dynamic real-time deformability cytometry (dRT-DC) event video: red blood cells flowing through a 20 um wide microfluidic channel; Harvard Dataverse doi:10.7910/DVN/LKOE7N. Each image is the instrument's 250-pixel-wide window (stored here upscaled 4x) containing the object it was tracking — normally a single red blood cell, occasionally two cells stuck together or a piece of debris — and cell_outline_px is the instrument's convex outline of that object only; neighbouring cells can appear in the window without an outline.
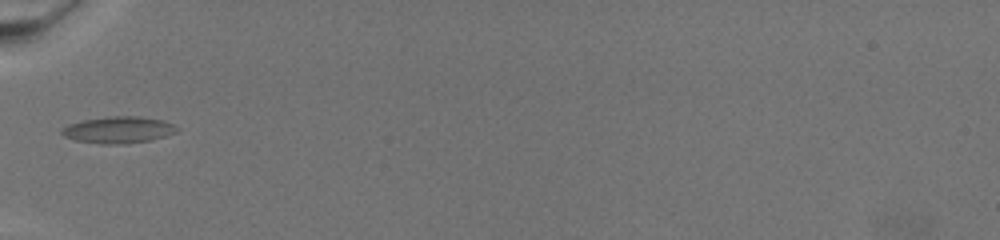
{"species": "common noctule bat (a hibernating species)", "species_latin": "Nyctalus noctula", "temperature_condition": "warm", "stored_images_in_passage": 44, "camera_frame_rate_fps": 3000, "um_per_image_px": 0.085, "animal": {"sex": "female", "body_mass_g": 19.5, "forearm_length_mm": 54.1}, "frame": {"image": 1, "passage_image": 1, "time_ms": 0.0, "image_size_px": [1000, 240], "cell_outline_px": [[180, 128], [176, 132], [152, 140], [124, 144], [100, 144], [76, 140], [64, 136], [60, 132], [68, 124], [84, 120], [108, 116], [140, 116], [164, 120]], "centroid_in_image_um": [10.09, 11.03], "position_along_channel_um": 74.9, "area_um2": 17.92}}
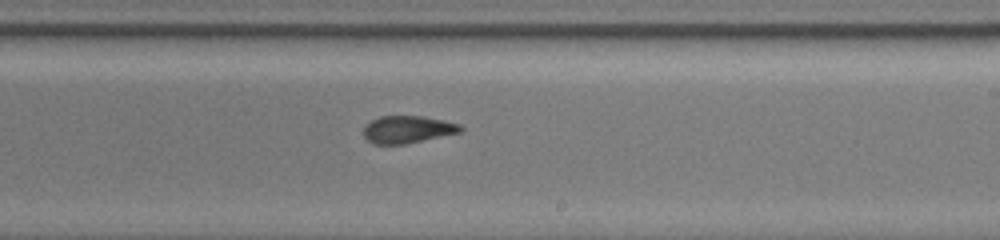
{"frame": {"image": 2, "passage_image": 19, "time_ms": 6.0, "image_size_px": [1000, 240], "cell_outline_px": [[464, 128], [460, 132], [404, 144], [372, 144], [364, 136], [364, 128], [372, 120], [380, 116], [424, 116], [444, 120], [460, 124]], "centroid_in_image_um": [34.66, 10.99], "position_along_channel_um": 254.3, "area_um2": 15.32}}
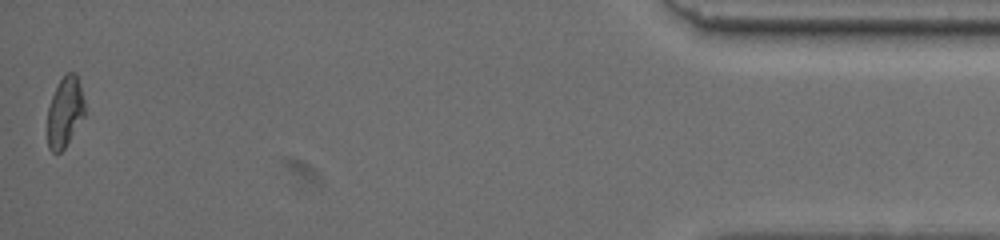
{"frame": {"image": 3, "passage_image": 44, "time_ms": 14.333, "image_size_px": [1000, 240], "cell_outline_px": [[84, 116], [64, 148], [60, 152], [52, 152], [48, 148], [48, 108], [52, 96], [60, 80], [68, 72], [76, 72], [84, 100]], "centroid_in_image_um": [5.51, 9.51], "position_along_channel_um": 429.7, "area_um2": 14.97}}